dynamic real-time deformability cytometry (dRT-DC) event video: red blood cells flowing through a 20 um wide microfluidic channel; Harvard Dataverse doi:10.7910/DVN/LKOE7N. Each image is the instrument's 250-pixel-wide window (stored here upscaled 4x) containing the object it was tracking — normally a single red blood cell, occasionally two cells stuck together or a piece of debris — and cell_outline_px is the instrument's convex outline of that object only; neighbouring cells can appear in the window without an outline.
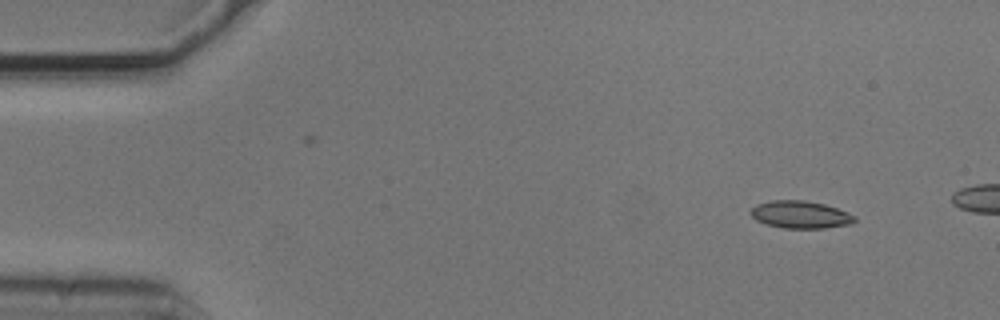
{"species": "common noctule bat (a hibernating species)", "species_latin": "Nyctalus noctula", "temperature_condition": "cold", "stored_images_in_passage": 15, "camera_frame_rate_fps": 3000, "um_per_image_px": 0.085, "animal": {"sex": "male", "body_mass_g": 20.5, "forearm_length_mm": 52.5}, "frame": {"image": 1, "passage_image": 5, "time_ms": 1.333, "image_size_px": [1000, 320], "cell_outline_px": [[856, 220], [852, 224], [824, 228], [784, 228], [768, 224], [756, 220], [748, 212], [756, 204], [772, 200], [804, 200], [824, 204], [848, 212], [856, 216]], "centroid_in_image_um": [68.04, 18.24], "position_along_channel_um": 17.0, "area_um2": 16.65}}